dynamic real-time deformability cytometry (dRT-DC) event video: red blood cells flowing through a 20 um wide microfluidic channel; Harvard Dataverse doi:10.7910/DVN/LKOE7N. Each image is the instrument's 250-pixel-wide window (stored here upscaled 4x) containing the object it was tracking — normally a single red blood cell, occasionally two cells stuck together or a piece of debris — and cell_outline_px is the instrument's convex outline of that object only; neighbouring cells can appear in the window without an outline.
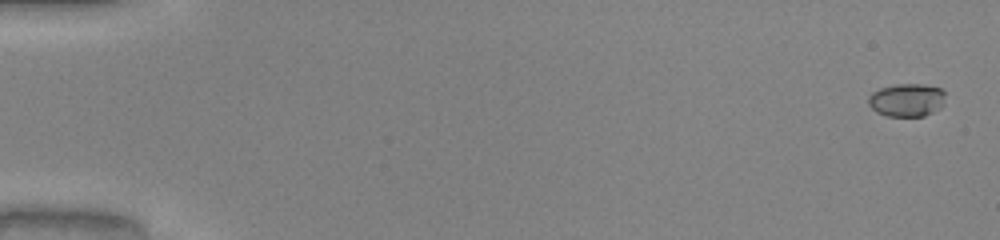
{"species": "common noctule bat (a hibernating species)", "species_latin": "Nyctalus noctula", "temperature_condition": "warm", "stored_images_in_passage": 52, "camera_frame_rate_fps": 3000, "um_per_image_px": 0.085, "animal": {"sex": "male", "body_mass_g": 20.0, "forearm_length_mm": 53.3}, "frame": {"image": 1, "passage_image": 2, "time_ms": 0.333, "image_size_px": [1000, 240], "cell_outline_px": [[944, 104], [940, 108], [924, 116], [888, 116], [876, 112], [868, 104], [868, 96], [872, 92], [880, 88], [896, 84], [924, 84], [940, 88], [944, 92]], "centroid_in_image_um": [77.07, 8.5], "position_along_channel_um": 7.9, "area_um2": 14.91}}
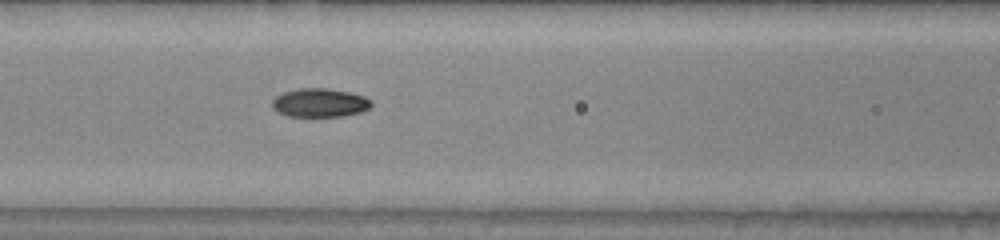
{"frame": {"image": 2, "passage_image": 24, "time_ms": 7.667, "image_size_px": [1000, 240], "cell_outline_px": [[372, 104], [368, 108], [360, 112], [344, 116], [288, 116], [276, 112], [272, 108], [272, 100], [276, 96], [284, 92], [300, 88], [328, 88], [348, 92], [364, 96], [372, 100]], "centroid_in_image_um": [27.16, 8.73], "position_along_channel_um": 139.4, "area_um2": 16.59}}
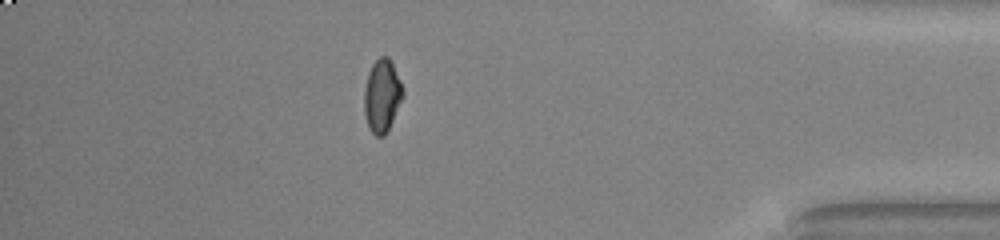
{"frame": {"image": 3, "passage_image": 46, "time_ms": 15.0, "image_size_px": [1000, 240], "cell_outline_px": [[404, 96], [384, 136], [376, 136], [368, 128], [364, 116], [364, 88], [368, 72], [372, 64], [380, 56], [388, 56], [400, 80], [404, 92]], "centroid_in_image_um": [32.45, 8.14], "position_along_channel_um": 402.7, "area_um2": 16.42}, "authors_computed_cell_mechanics": {"area_um2": 15.8372, "velocity_mm_per_s": 4.1059, "shape_relaxation_time_tau1_ms": null, "shape_relaxation_time_tau2_ms": 1.8144, "deformation_change_tau1": null, "deformation_change_tau2": 0.0459}}